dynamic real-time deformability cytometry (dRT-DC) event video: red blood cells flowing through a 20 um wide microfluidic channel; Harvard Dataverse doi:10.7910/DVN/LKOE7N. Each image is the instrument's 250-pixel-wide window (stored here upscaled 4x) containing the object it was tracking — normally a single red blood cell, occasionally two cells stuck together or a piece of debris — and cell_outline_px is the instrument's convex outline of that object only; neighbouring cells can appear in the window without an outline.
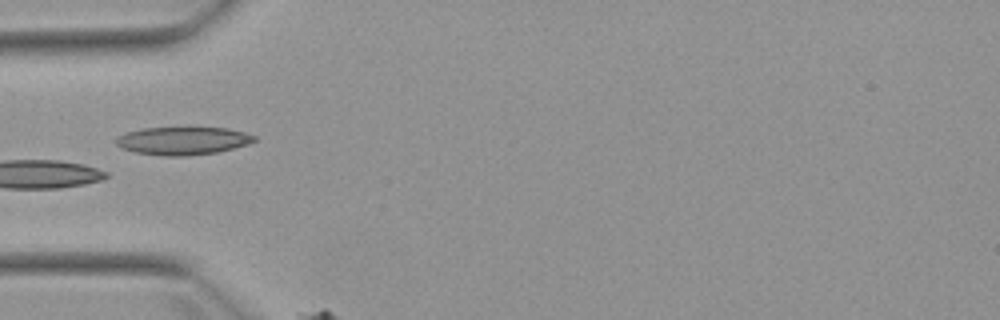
{"species": "Egyptian fruit bat (a non-hibernating species)", "species_latin": "Rousettus aegyptiacus", "temperature_condition": "warm", "stored_images_in_passage": 6, "camera_frame_rate_fps": 3000, "um_per_image_px": 0.085, "animal": {"sex": "female"}, "frame": {"image": 1, "passage_image": 4, "time_ms": 5.0, "image_size_px": [1000, 320], "cell_outline_px": [[256, 140], [248, 144], [216, 152], [184, 156], [164, 156], [136, 152], [120, 148], [116, 144], [116, 136], [124, 132], [140, 128], [228, 128], [244, 132], [256, 136]], "centroid_in_image_um": [15.49, 11.96], "position_along_channel_um": 69.5, "area_um2": 22.48}}